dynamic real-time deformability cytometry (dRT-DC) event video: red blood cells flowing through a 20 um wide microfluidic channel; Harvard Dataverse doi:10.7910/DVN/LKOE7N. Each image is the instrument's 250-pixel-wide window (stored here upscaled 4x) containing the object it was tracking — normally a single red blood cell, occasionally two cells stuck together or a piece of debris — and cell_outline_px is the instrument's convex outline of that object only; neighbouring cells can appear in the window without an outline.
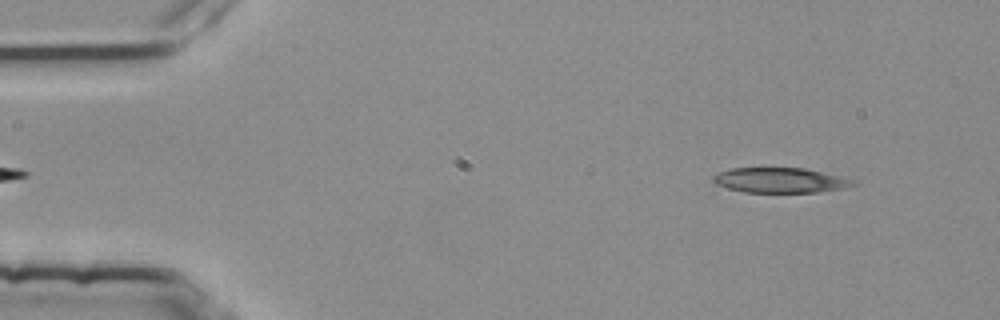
{"species": "common noctule bat (a hibernating species)", "species_latin": "Nyctalus noctula", "temperature_condition": "room temperature", "stored_images_in_passage": 14, "camera_frame_rate_fps": 3000, "um_per_image_px": 0.085, "animal": {"sex": "female", "body_mass_g": 25.1}, "frame": {"image": 1, "passage_image": 4, "time_ms": 1.0, "image_size_px": [1000, 320], "cell_outline_px": [[856, 184], [844, 188], [816, 192], [744, 192], [728, 188], [716, 184], [712, 180], [712, 176], [720, 172], [732, 168], [804, 168], [824, 172], [840, 176], [852, 180]], "centroid_in_image_um": [66.29, 15.32], "position_along_channel_um": 18.7, "area_um2": 20.23}}